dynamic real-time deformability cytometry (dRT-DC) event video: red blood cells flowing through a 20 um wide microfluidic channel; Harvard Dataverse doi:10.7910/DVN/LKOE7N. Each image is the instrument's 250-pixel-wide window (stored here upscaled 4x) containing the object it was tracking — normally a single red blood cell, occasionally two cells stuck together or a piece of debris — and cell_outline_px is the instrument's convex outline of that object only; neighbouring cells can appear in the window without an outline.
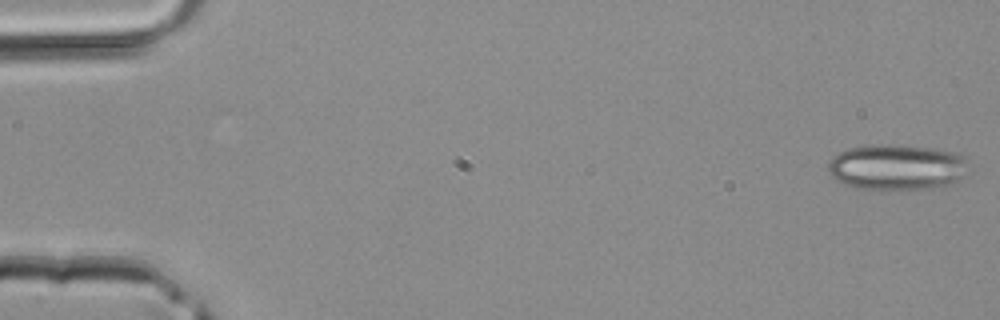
{"species": "common noctule bat (a hibernating species)", "species_latin": "Nyctalus noctula", "temperature_condition": "room temperature", "stored_images_in_passage": 14, "camera_frame_rate_fps": 3000, "um_per_image_px": 0.085, "animal": {"sex": "male", "body_mass_g": 20.4}, "frame": {"image": 1, "passage_image": 1, "time_ms": 0.0, "image_size_px": [1000, 320], "cell_outline_px": [[972, 172], [968, 176], [940, 188], [908, 192], [884, 192], [860, 188], [844, 184], [836, 180], [828, 172], [828, 164], [832, 156], [848, 148], [868, 144], [896, 144], [932, 148], [964, 156]], "centroid_in_image_um": [76.28, 14.26], "position_along_channel_um": 8.7, "area_um2": 39.19}}